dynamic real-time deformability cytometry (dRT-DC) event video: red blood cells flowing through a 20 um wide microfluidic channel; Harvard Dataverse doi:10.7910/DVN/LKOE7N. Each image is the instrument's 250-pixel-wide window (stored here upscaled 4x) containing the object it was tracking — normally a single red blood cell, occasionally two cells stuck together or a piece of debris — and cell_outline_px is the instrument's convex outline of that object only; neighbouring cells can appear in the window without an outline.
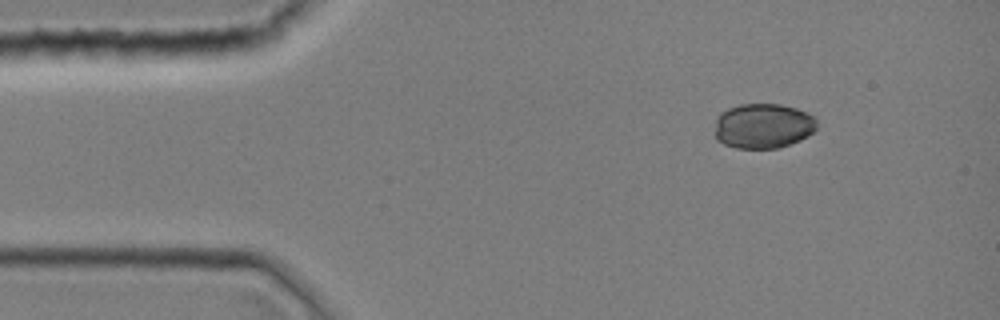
{"species": "common noctule bat (a hibernating species)", "species_latin": "Nyctalus noctula", "temperature_condition": "room temperature", "stored_images_in_passage": 39, "camera_frame_rate_fps": 3000, "um_per_image_px": 0.085, "animal": {"sex": "female", "body_mass_g": 19.0, "forearm_length_mm": 51.5}, "frame": {"image": 1, "passage_image": 1, "time_ms": 0.0, "image_size_px": [1000, 320], "cell_outline_px": [[816, 128], [808, 136], [800, 140], [776, 148], [736, 148], [724, 144], [716, 140], [716, 116], [720, 112], [728, 108], [740, 104], [780, 104], [796, 108], [812, 116], [816, 120]], "centroid_in_image_um": [64.83, 10.7], "position_along_channel_um": 20.2, "area_um2": 26.7}}
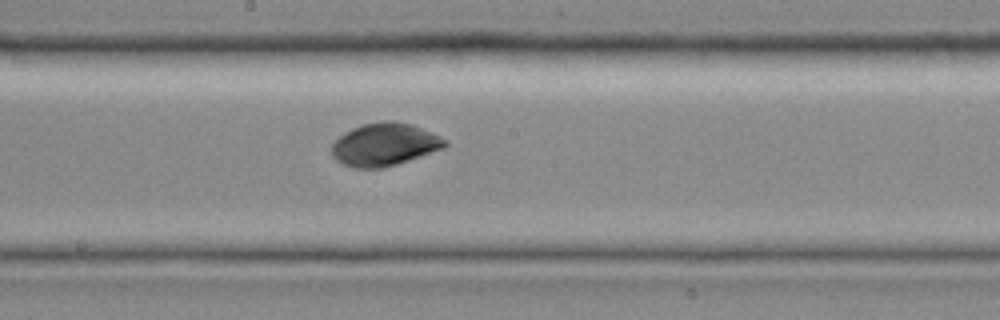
{"frame": {"image": 2, "passage_image": 19, "time_ms": 6.0, "image_size_px": [1000, 320], "cell_outline_px": [[448, 144], [444, 148], [384, 168], [352, 168], [336, 160], [332, 156], [332, 144], [344, 132], [352, 128], [364, 124], [384, 120], [392, 120], [412, 124], [432, 132], [448, 140]], "centroid_in_image_um": [32.69, 12.27], "position_along_channel_um": 215.5, "area_um2": 28.26}}
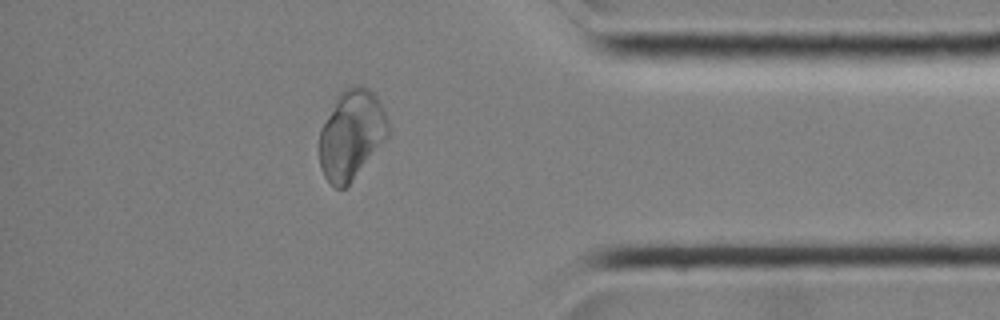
{"frame": {"image": 3, "passage_image": 33, "time_ms": 10.667, "image_size_px": [1000, 320], "cell_outline_px": [[388, 136], [352, 180], [344, 188], [336, 188], [324, 176], [320, 168], [320, 128], [336, 96], [344, 88], [352, 84], [364, 84], [376, 96], [388, 120]], "centroid_in_image_um": [29.85, 11.39], "position_along_channel_um": 405.4, "area_um2": 35.66}}